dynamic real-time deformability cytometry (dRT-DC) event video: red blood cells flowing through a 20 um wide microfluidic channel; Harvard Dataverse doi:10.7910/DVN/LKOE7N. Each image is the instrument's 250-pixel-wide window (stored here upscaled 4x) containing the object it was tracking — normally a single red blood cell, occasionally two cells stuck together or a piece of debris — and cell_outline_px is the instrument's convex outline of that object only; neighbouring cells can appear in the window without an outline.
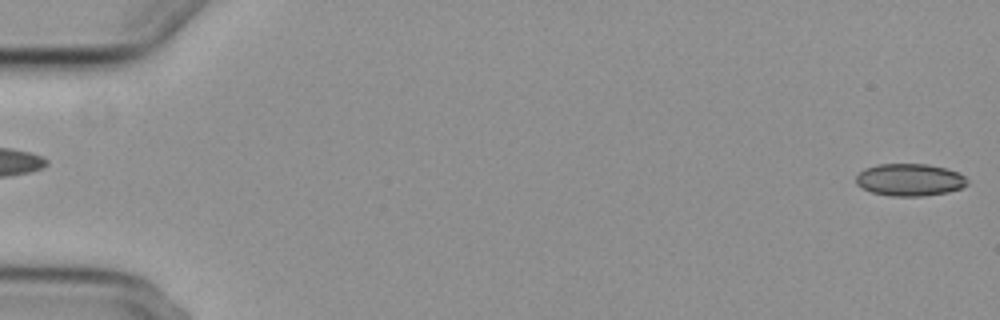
{"species": "common noctule bat (a hibernating species)", "species_latin": "Nyctalus noctula", "temperature_condition": "cold", "stored_images_in_passage": 3, "segment_of_instrument_passage": [2, 2], "camera_frame_rate_fps": 3000, "um_per_image_px": 0.085, "animal": {"sex": "female", "body_mass_g": 29.2, "forearm_length_mm": 56.3}, "frame": {"image": 1, "passage_image": 3, "time_ms": 2.333, "image_size_px": [1000, 320], "cell_outline_px": [[968, 184], [960, 188], [948, 192], [924, 196], [892, 196], [872, 192], [856, 184], [856, 176], [864, 168], [876, 164], [928, 164], [960, 172], [968, 180]], "centroid_in_image_um": [77.33, 15.28], "position_along_channel_um": 7.7, "area_um2": 20.98}}